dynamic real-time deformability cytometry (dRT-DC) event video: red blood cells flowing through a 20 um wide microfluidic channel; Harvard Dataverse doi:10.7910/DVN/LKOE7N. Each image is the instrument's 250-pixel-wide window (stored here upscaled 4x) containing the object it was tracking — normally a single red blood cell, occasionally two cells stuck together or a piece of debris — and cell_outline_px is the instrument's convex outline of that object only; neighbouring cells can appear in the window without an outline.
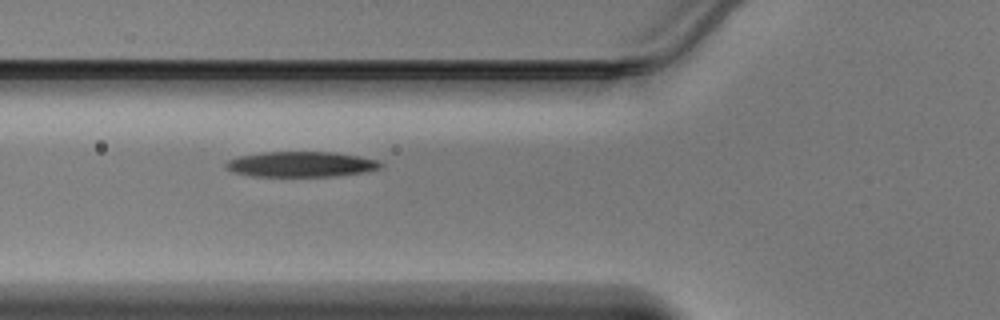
{"species": "Egyptian fruit bat (a non-hibernating species)", "species_latin": "Rousettus aegyptiacus", "temperature_condition": "warm", "stored_images_in_passage": 11, "camera_frame_rate_fps": 3000, "um_per_image_px": 0.085, "animal": {"sex": "male"}, "frame": {"image": 1, "passage_image": 2, "time_ms": 0.333, "image_size_px": [1000, 320], "cell_outline_px": [[384, 164], [380, 168], [364, 172], [336, 176], [248, 176], [232, 172], [224, 168], [224, 164], [228, 160], [240, 156], [264, 152], [332, 152], [360, 156], [380, 160]], "centroid_in_image_um": [25.58, 13.96], "position_along_channel_um": 100.2, "area_um2": 23.06}}
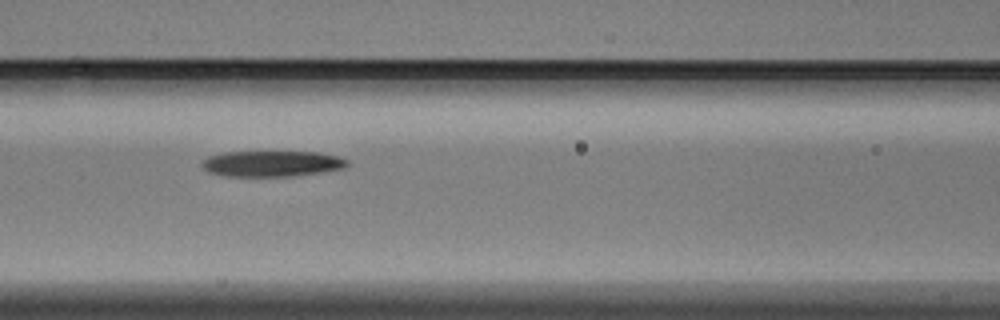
{"frame": {"image": 2, "passage_image": 5, "time_ms": 1.333, "image_size_px": [1000, 320], "cell_outline_px": [[348, 168], [296, 176], [224, 176], [208, 172], [200, 164], [208, 156], [224, 152], [320, 152], [336, 156], [348, 160]], "centroid_in_image_um": [23.13, 13.91], "position_along_channel_um": 143.5, "area_um2": 22.02}}
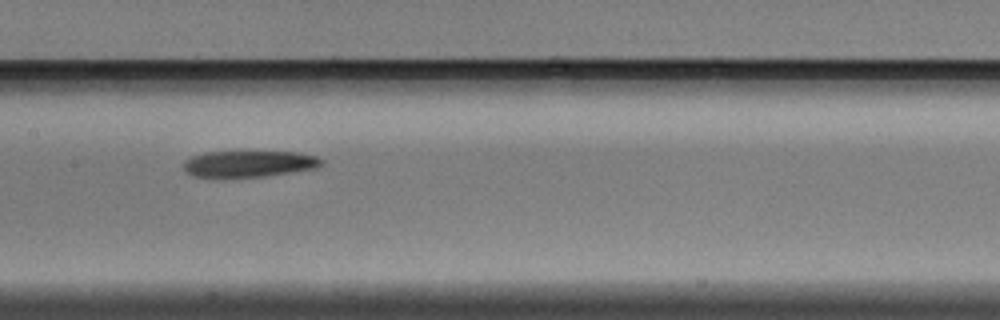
{"frame": {"image": 3, "passage_image": 8, "time_ms": 2.333, "image_size_px": [1000, 320], "cell_outline_px": [[324, 164], [316, 168], [264, 176], [220, 180], [192, 176], [184, 168], [184, 164], [192, 156], [208, 152], [296, 152], [316, 156], [324, 160]], "centroid_in_image_um": [21.14, 13.96], "position_along_channel_um": 186.3, "area_um2": 21.68}}